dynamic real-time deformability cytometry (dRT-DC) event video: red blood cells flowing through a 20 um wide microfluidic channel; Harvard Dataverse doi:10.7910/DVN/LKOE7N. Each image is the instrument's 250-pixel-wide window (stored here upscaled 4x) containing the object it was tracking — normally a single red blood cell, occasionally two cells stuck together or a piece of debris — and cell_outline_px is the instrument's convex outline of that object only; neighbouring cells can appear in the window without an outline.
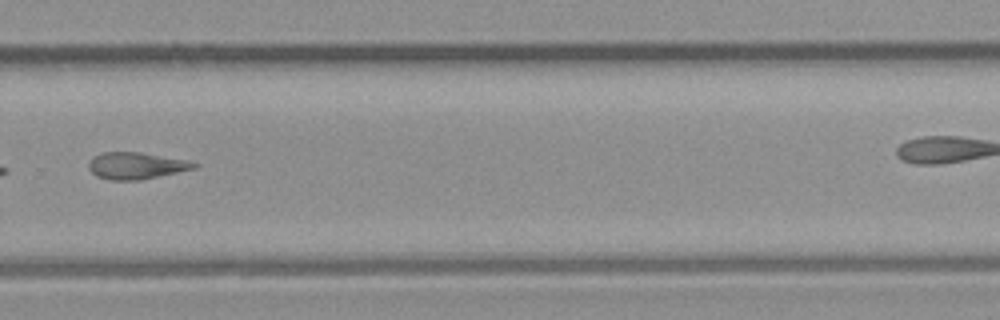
{"species": "common noctule bat (a hibernating species)", "species_latin": "Nyctalus noctula", "temperature_condition": "room temperature", "stored_images_in_passage": 20, "camera_frame_rate_fps": 3000, "um_per_image_px": 0.085, "animal": {"sex": "male", "body_mass_g": 23.1, "forearm_length_mm": 52.7}, "frame": {"image": 1, "passage_image": 15, "time_ms": 4.667, "image_size_px": [1000, 320], "cell_outline_px": [[200, 164], [196, 168], [140, 180], [108, 180], [96, 176], [88, 168], [88, 160], [92, 156], [104, 152], [140, 152], [188, 160]], "centroid_in_image_um": [11.54, 14.08], "position_along_channel_um": 318.3, "area_um2": 16.59}}
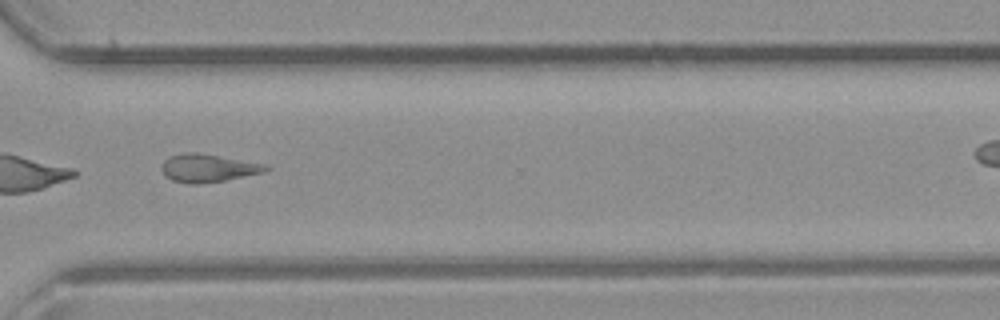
{"frame": {"image": 2, "passage_image": 17, "time_ms": 5.333, "image_size_px": [1000, 320], "cell_outline_px": [[272, 168], [264, 172], [224, 180], [196, 184], [192, 184], [172, 180], [164, 176], [160, 168], [160, 164], [168, 156], [184, 152], [200, 152], [268, 164]], "centroid_in_image_um": [17.66, 14.26], "position_along_channel_um": 352.9, "area_um2": 17.34}}